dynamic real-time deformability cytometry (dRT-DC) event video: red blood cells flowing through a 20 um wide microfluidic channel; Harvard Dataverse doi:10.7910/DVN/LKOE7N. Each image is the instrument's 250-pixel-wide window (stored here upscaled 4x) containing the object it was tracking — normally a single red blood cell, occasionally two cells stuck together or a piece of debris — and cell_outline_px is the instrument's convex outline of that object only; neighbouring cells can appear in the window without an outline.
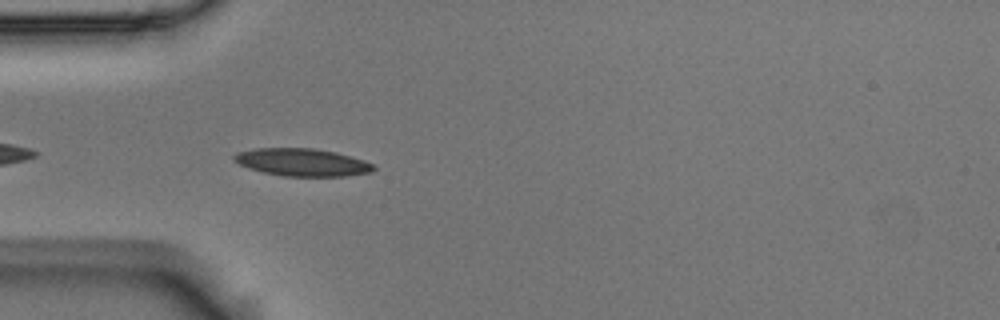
{"species": "Egyptian fruit bat (a non-hibernating species)", "species_latin": "Rousettus aegyptiacus", "temperature_condition": "room temperature", "stored_images_in_passage": 20, "camera_frame_rate_fps": 3000, "um_per_image_px": 0.085, "animal": {"sex": "male"}, "frame": {"image": 1, "passage_image": 3, "time_ms": 0.667, "image_size_px": [1000, 320], "cell_outline_px": [[376, 168], [372, 172], [344, 176], [284, 176], [264, 172], [248, 168], [232, 160], [232, 156], [236, 152], [256, 148], [312, 148], [336, 152], [352, 156], [364, 160], [372, 164]], "centroid_in_image_um": [25.67, 13.79], "position_along_channel_um": 59.3, "area_um2": 22.48}}
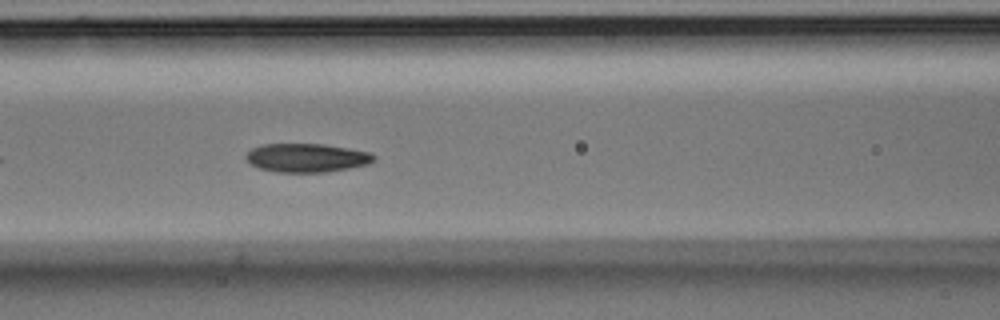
{"frame": {"image": 2, "passage_image": 10, "time_ms": 3.0, "image_size_px": [1000, 320], "cell_outline_px": [[376, 160], [368, 164], [348, 168], [324, 172], [276, 172], [260, 168], [252, 164], [244, 156], [252, 148], [264, 144], [324, 144], [372, 152], [376, 156]], "centroid_in_image_um": [26.11, 13.41], "position_along_channel_um": 140.5, "area_um2": 21.33}}
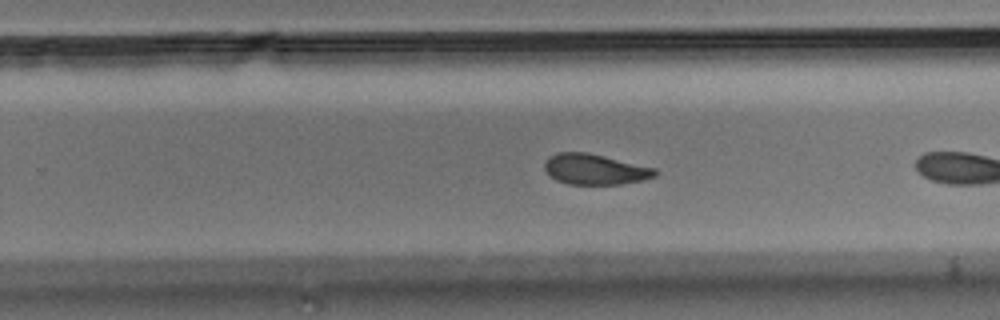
{"frame": {"image": 3, "passage_image": 19, "time_ms": 6.0, "image_size_px": [1000, 320], "cell_outline_px": [[656, 176], [644, 180], [620, 184], [568, 184], [556, 180], [544, 168], [544, 164], [548, 156], [556, 152], [588, 152], [656, 168]], "centroid_in_image_um": [50.57, 14.38], "position_along_channel_um": 279.2, "area_um2": 19.71}}